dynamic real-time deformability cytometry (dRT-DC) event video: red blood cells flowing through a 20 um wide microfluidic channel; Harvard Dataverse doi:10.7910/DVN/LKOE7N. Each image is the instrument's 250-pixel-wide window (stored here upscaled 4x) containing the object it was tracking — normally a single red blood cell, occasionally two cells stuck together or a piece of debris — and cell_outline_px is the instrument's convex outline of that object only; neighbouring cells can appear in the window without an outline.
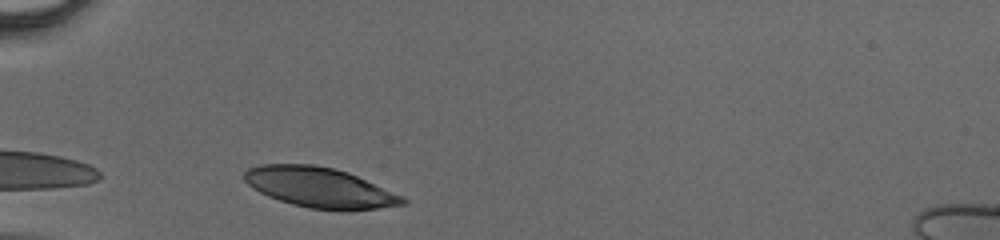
{"species": "human", "species_latin": "Homo sapiens", "temperature_condition": "cold", "stored_images_in_passage": 24, "camera_frame_rate_fps": 3000, "um_per_image_px": 0.085, "donor": {"sex": "male"}, "frame": {"image": 1, "passage_image": 2, "time_ms": 0.333, "image_size_px": [1000, 240], "cell_outline_px": [[408, 200], [404, 204], [380, 208], [352, 212], [340, 212], [308, 208], [292, 204], [268, 196], [252, 188], [244, 180], [244, 172], [248, 168], [260, 164], [312, 164], [332, 168], [348, 172], [404, 196]], "centroid_in_image_um": [27.21, 15.96], "position_along_channel_um": 57.8, "area_um2": 37.57}}
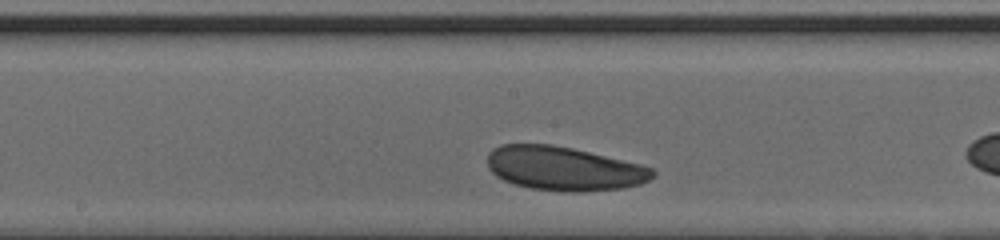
{"frame": {"image": 2, "passage_image": 10, "time_ms": 3.0, "image_size_px": [1000, 240], "cell_outline_px": [[656, 176], [640, 184], [624, 188], [580, 192], [572, 192], [532, 188], [516, 184], [504, 180], [496, 176], [488, 168], [488, 152], [492, 148], [500, 144], [552, 144], [572, 148], [640, 164], [652, 168], [656, 172]], "centroid_in_image_um": [47.93, 14.32], "position_along_channel_um": 200.3, "area_um2": 42.31}}
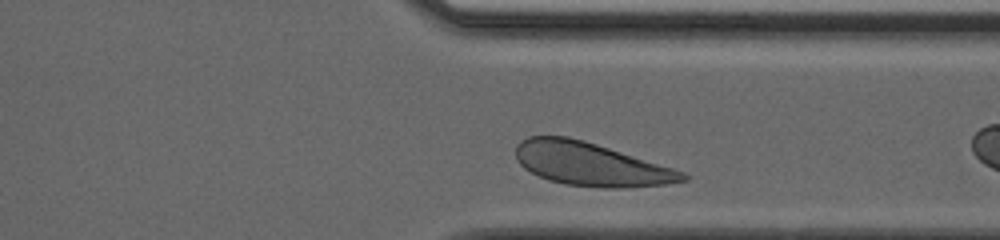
{"frame": {"image": 3, "passage_image": 21, "time_ms": 6.667, "image_size_px": [1000, 240], "cell_outline_px": [[688, 180], [664, 184], [624, 188], [604, 188], [564, 184], [548, 180], [524, 168], [516, 160], [516, 144], [520, 140], [528, 136], [568, 136], [584, 140], [672, 168], [684, 172], [688, 176]], "centroid_in_image_um": [50.16, 13.95], "position_along_channel_um": 361.2, "area_um2": 41.91}}